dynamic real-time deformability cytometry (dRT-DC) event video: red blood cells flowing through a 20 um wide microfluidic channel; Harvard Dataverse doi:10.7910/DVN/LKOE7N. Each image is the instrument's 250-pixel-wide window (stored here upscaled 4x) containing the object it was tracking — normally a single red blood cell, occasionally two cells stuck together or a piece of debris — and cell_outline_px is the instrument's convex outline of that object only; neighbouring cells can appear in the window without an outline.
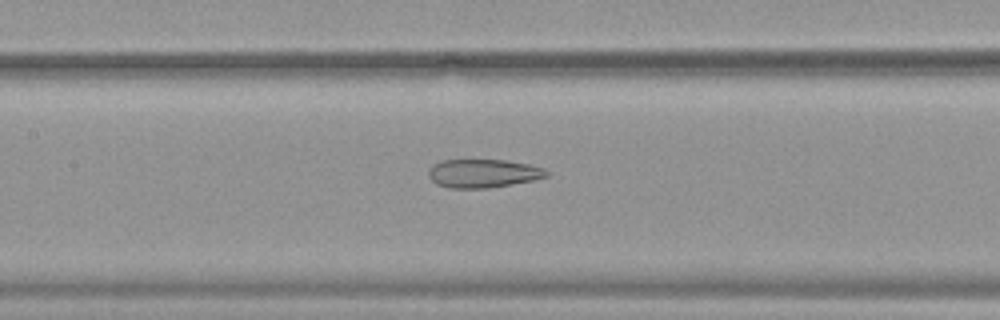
{"species": "common noctule bat (a hibernating species)", "species_latin": "Nyctalus noctula", "temperature_condition": "warm", "stored_images_in_passage": 54, "camera_frame_rate_fps": 3000, "um_per_image_px": 0.085, "animal": {"sex": "female", "body_mass_g": 19.9}, "frame": {"image": 1, "passage_image": 26, "time_ms": 8.333, "image_size_px": [1000, 320], "cell_outline_px": [[548, 176], [536, 180], [488, 188], [448, 188], [436, 184], [428, 176], [428, 168], [432, 164], [440, 160], [504, 160], [528, 164], [544, 168], [548, 172]], "centroid_in_image_um": [41.04, 14.74], "position_along_channel_um": 166.4, "area_um2": 19.77}}
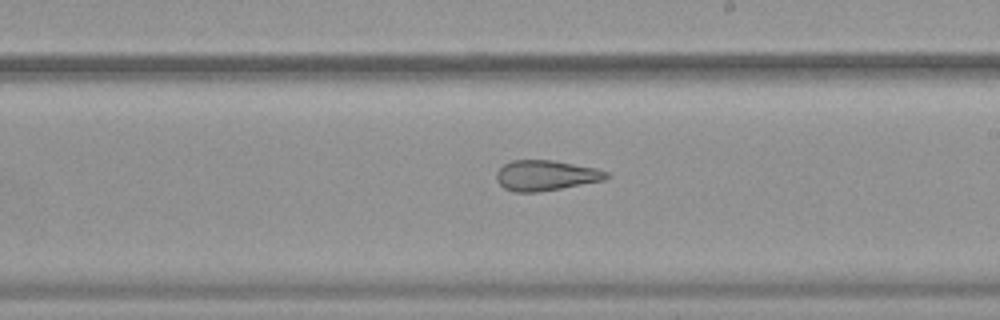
{"frame": {"image": 2, "passage_image": 32, "time_ms": 10.333, "image_size_px": [1000, 320], "cell_outline_px": [[612, 176], [604, 180], [560, 188], [536, 192], [516, 192], [504, 188], [496, 180], [496, 172], [504, 164], [512, 160], [552, 160], [596, 168], [608, 172]], "centroid_in_image_um": [46.39, 14.9], "position_along_channel_um": 242.6, "area_um2": 19.36}}
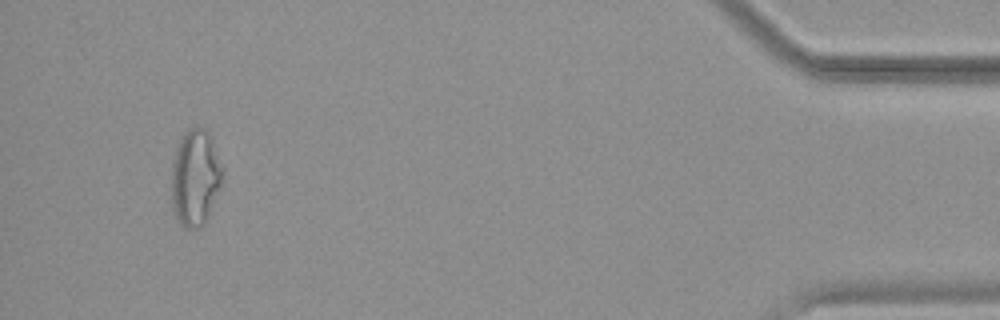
{"frame": {"image": 3, "passage_image": 51, "time_ms": 16.667, "image_size_px": [1000, 320], "cell_outline_px": [[224, 176], [208, 216], [204, 224], [196, 228], [184, 228], [180, 224], [172, 208], [172, 160], [180, 136], [188, 128], [196, 124], [204, 128], [208, 132], [212, 140], [224, 168]], "centroid_in_image_um": [16.6, 15.04], "position_along_channel_um": 418.6, "area_um2": 29.07}, "authors_computed_cell_mechanics": {"area_um2": 25.432, "velocity_mm_per_s": 3.84, "shape_relaxation_time_tau1_ms": null, "shape_relaxation_time_tau2_ms": 2.4744, "deformation_change_tau1": null, "deformation_change_tau2": 0.1249}}